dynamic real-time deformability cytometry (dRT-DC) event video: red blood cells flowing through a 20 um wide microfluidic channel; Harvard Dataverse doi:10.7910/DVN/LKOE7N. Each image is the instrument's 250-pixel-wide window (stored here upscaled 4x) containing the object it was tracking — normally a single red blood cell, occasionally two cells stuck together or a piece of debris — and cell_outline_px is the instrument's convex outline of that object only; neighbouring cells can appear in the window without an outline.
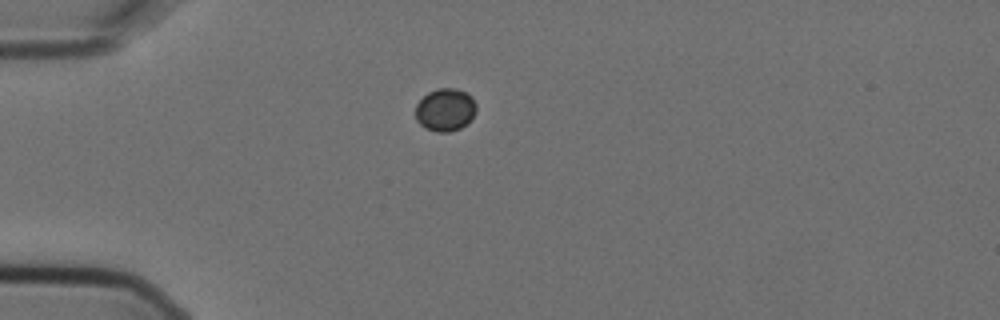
{"species": "Egyptian fruit bat (a non-hibernating species)", "species_latin": "Rousettus aegyptiacus", "temperature_condition": "cold", "stored_images_in_passage": 12, "camera_frame_rate_fps": 3000, "um_per_image_px": 0.085, "animal": {"sex": "female"}, "frame": {"image": 1, "passage_image": 1, "time_ms": 0.0, "image_size_px": [1000, 320], "cell_outline_px": [[476, 112], [460, 128], [448, 132], [436, 132], [424, 128], [416, 120], [416, 104], [428, 92], [436, 88], [456, 88], [468, 92], [472, 96], [476, 104]], "centroid_in_image_um": [37.84, 9.31], "position_along_channel_um": 47.2, "area_um2": 15.2}}
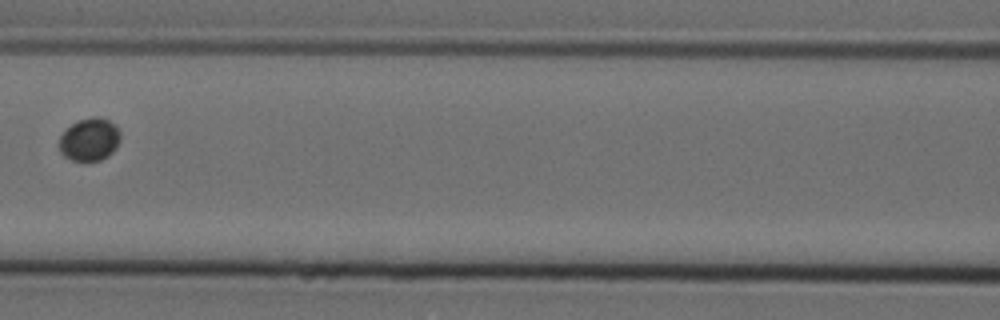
{"frame": {"image": 2, "passage_image": 4, "time_ms": 1.0, "image_size_px": [1000, 320], "cell_outline_px": [[120, 140], [116, 148], [108, 156], [100, 160], [72, 160], [64, 156], [60, 152], [60, 136], [72, 124], [80, 120], [92, 116], [96, 116], [108, 120], [116, 124], [120, 132]], "centroid_in_image_um": [7.64, 11.85], "position_along_channel_um": 159.0, "area_um2": 15.14}}
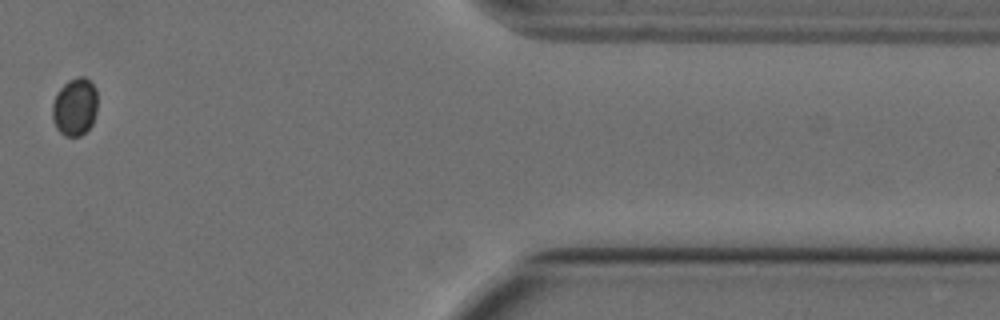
{"frame": {"image": 3, "passage_image": 10, "time_ms": 3.0, "image_size_px": [1000, 320], "cell_outline_px": [[96, 112], [92, 124], [80, 136], [64, 136], [56, 128], [52, 120], [52, 104], [56, 92], [68, 80], [76, 76], [84, 76], [92, 80], [96, 88]], "centroid_in_image_um": [6.35, 9.05], "position_along_channel_um": 405.0, "area_um2": 15.49}}